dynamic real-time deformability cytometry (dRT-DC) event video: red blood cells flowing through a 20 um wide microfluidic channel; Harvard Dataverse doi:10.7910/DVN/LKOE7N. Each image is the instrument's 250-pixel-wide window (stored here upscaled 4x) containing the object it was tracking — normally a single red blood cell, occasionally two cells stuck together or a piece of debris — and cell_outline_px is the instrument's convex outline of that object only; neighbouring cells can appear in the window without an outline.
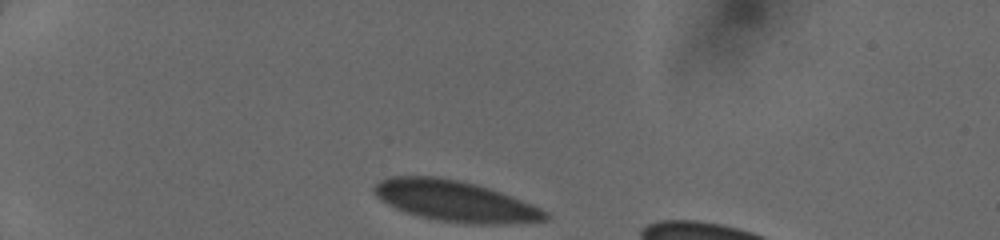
{"species": "human", "species_latin": "Homo sapiens", "temperature_condition": "cold", "stored_images_in_passage": 31, "camera_frame_rate_fps": 3000, "um_per_image_px": 0.085, "donor": {"sex": "female"}, "frame": {"image": 1, "passage_image": 1, "time_ms": 0.0, "image_size_px": [1000, 240], "cell_outline_px": [[552, 216], [548, 220], [504, 224], [464, 224], [436, 220], [420, 216], [396, 208], [380, 200], [372, 192], [372, 188], [380, 180], [388, 176], [436, 176], [460, 180], [476, 184], [512, 196], [532, 204], [548, 212]], "centroid_in_image_um": [38.7, 17.09], "position_along_channel_um": 46.3, "area_um2": 40.98}}
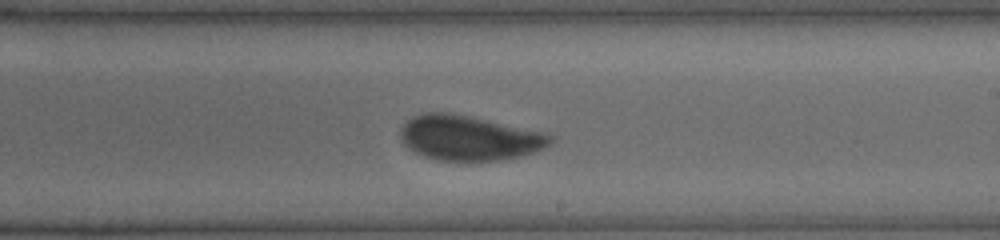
{"frame": {"image": 2, "passage_image": 19, "time_ms": 6.0, "image_size_px": [1000, 240], "cell_outline_px": [[552, 144], [544, 148], [520, 156], [500, 160], [436, 160], [424, 156], [408, 148], [400, 140], [400, 128], [412, 116], [424, 112], [448, 112], [468, 116], [540, 132], [552, 136]], "centroid_in_image_um": [39.8, 11.72], "position_along_channel_um": 249.2, "area_um2": 38.73}}
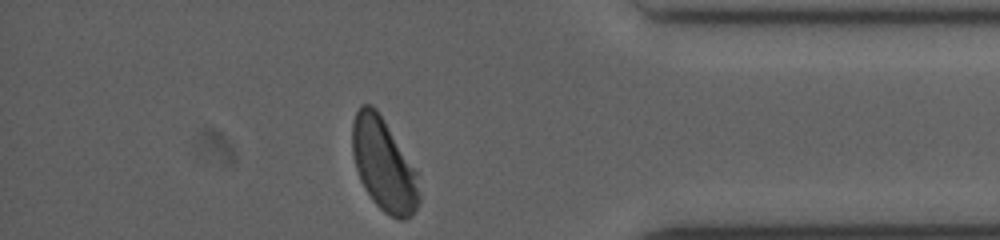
{"frame": {"image": 3, "passage_image": 31, "time_ms": 10.0, "image_size_px": [1000, 240], "cell_outline_px": [[420, 200], [412, 216], [404, 220], [400, 220], [384, 212], [372, 200], [364, 188], [360, 180], [356, 168], [352, 152], [352, 124], [356, 112], [360, 104], [372, 104], [376, 108], [416, 172], [420, 196]], "centroid_in_image_um": [32.59, 14.02], "position_along_channel_um": 402.6, "area_um2": 35.6}}